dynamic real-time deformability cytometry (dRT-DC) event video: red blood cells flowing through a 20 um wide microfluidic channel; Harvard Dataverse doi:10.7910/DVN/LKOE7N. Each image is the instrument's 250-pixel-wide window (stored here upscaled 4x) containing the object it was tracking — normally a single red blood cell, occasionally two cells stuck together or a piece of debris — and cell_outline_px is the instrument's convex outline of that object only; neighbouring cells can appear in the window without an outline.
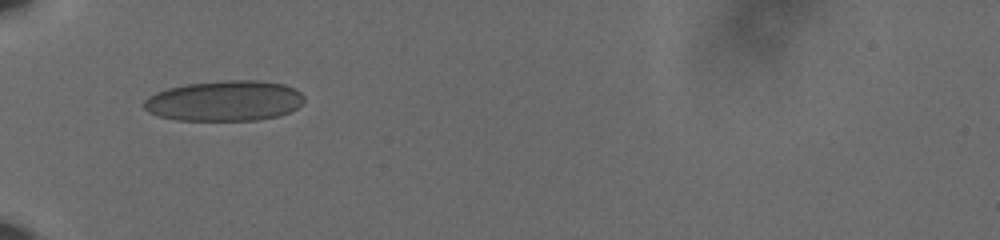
{"species": "human", "species_latin": "Homo sapiens", "temperature_condition": "cold", "stored_images_in_passage": 38, "camera_frame_rate_fps": 3000, "um_per_image_px": 0.085, "donor": {"sex": "male"}, "frame": {"image": 1, "passage_image": 1, "time_ms": 0.0, "image_size_px": [1000, 240], "cell_outline_px": [[304, 100], [296, 108], [280, 116], [256, 120], [176, 120], [160, 116], [148, 112], [144, 108], [144, 100], [148, 96], [156, 92], [168, 88], [184, 84], [224, 80], [260, 80], [284, 84], [300, 92], [304, 96]], "centroid_in_image_um": [19.07, 8.56], "position_along_channel_um": 65.9, "area_um2": 37.86}}
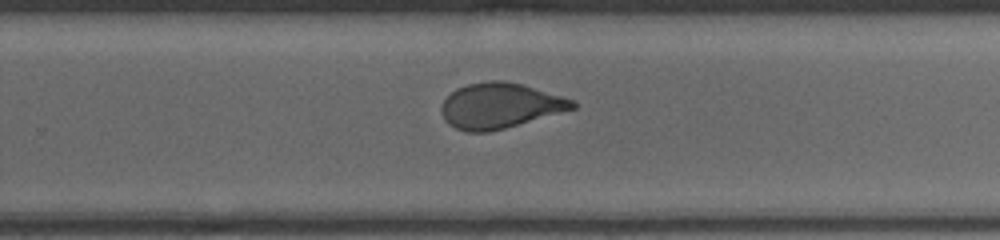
{"frame": {"image": 2, "passage_image": 20, "time_ms": 6.333, "image_size_px": [1000, 240], "cell_outline_px": [[576, 108], [504, 128], [488, 132], [468, 132], [456, 128], [448, 124], [444, 120], [440, 108], [444, 100], [456, 88], [468, 84], [488, 80], [504, 80], [520, 84], [560, 96], [572, 100], [576, 104]], "centroid_in_image_um": [42.43, 8.98], "position_along_channel_um": 287.4, "area_um2": 34.22}}
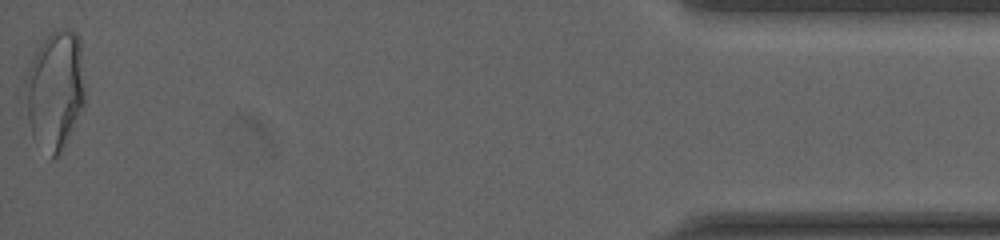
{"frame": {"image": 3, "passage_image": 38, "time_ms": 12.333, "image_size_px": [1000, 240], "cell_outline_px": [[84, 108], [60, 156], [52, 160], [32, 136], [28, 116], [28, 68], [32, 56], [36, 48], [56, 28], [64, 28], [76, 32], [80, 40], [84, 84]], "centroid_in_image_um": [4.73, 7.68], "position_along_channel_um": 430.5, "area_um2": 41.21}, "authors_computed_cell_mechanics": {"area_um2": 35.3447, "velocity_mm_per_s": 3.6279, "shape_relaxation_time_tau1_ms": 10.0013, "shape_relaxation_time_tau2_ms": 0.8948, "deformation_change_tau1": 0.2078, "deformation_change_tau2": 0.0616}}